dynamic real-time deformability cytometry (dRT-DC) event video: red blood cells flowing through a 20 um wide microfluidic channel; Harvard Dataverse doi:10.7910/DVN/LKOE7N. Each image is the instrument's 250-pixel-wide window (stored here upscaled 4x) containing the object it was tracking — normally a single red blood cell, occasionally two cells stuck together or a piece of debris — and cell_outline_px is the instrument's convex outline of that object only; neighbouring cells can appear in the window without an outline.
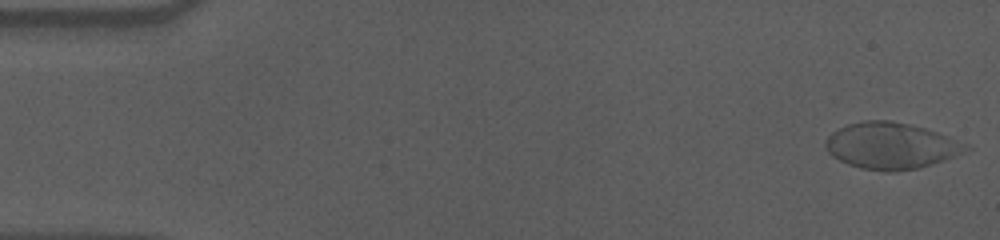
{"species": "human", "species_latin": "Homo sapiens", "temperature_condition": "cold", "stored_images_in_passage": 56, "camera_frame_rate_fps": 3000, "um_per_image_px": 0.085, "donor": {"sex": "male"}, "frame": {"image": 1, "passage_image": 1, "time_ms": 0.0, "image_size_px": [1000, 240], "cell_outline_px": [[972, 148], [956, 156], [944, 160], [916, 168], [896, 172], [884, 172], [860, 168], [848, 164], [832, 156], [828, 152], [824, 144], [828, 136], [832, 132], [848, 124], [864, 120], [888, 120], [908, 124], [924, 128], [948, 136], [968, 144]], "centroid_in_image_um": [75.73, 12.4], "position_along_channel_um": 9.3, "area_um2": 37.86}}
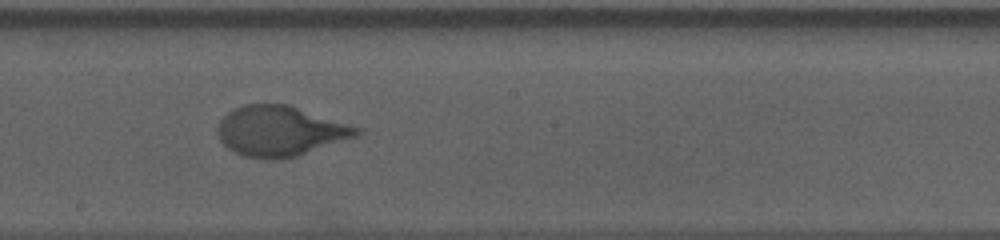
{"frame": {"image": 2, "passage_image": 31, "time_ms": 10.0, "image_size_px": [1000, 240], "cell_outline_px": [[364, 132], [356, 136], [296, 156], [280, 160], [268, 160], [244, 156], [228, 148], [220, 140], [216, 128], [220, 120], [232, 108], [244, 104], [288, 104], [364, 128]], "centroid_in_image_um": [23.82, 11.13], "position_along_channel_um": 224.4, "area_um2": 40.92}}
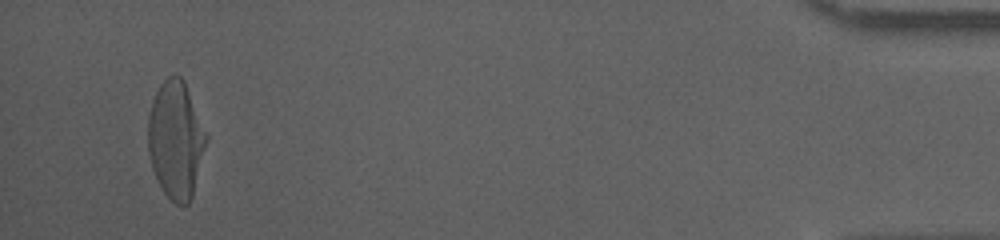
{"frame": {"image": 3, "passage_image": 54, "time_ms": 17.667, "image_size_px": [1000, 240], "cell_outline_px": [[208, 140], [192, 196], [188, 204], [176, 204], [164, 192], [156, 180], [152, 168], [148, 152], [148, 116], [152, 100], [160, 84], [168, 76], [176, 72], [184, 80], [208, 136]], "centroid_in_image_um": [14.94, 11.85], "position_along_channel_um": 420.3, "area_um2": 40.0}, "authors_computed_cell_mechanics": {"area_um2": 39.3618, "velocity_mm_per_s": 3.5604, "shape_relaxation_time_tau1_ms": 4.6074, "shape_relaxation_time_tau2_ms": null, "deformation_change_tau1": 0.2151, "deformation_change_tau2": null}}